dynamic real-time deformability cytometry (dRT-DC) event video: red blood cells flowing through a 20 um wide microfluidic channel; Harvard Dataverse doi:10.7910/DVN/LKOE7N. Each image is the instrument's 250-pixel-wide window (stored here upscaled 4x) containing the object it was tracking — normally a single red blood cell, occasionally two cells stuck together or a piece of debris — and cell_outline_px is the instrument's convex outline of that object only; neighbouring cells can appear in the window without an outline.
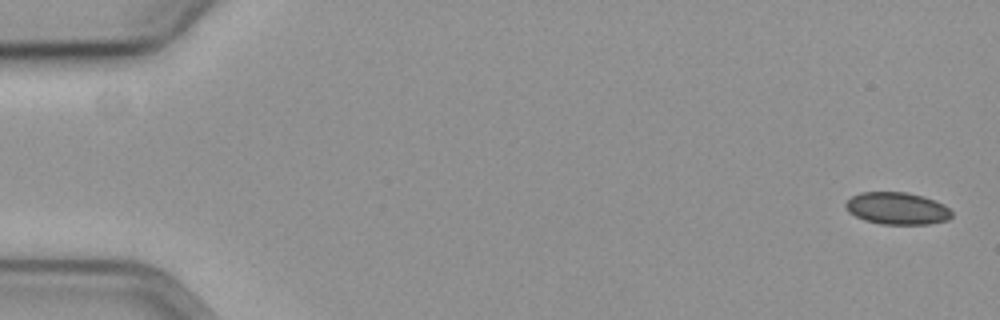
{"species": "common noctule bat (a hibernating species)", "species_latin": "Nyctalus noctula", "temperature_condition": "cold", "stored_images_in_passage": 58, "camera_frame_rate_fps": 3000, "um_per_image_px": 0.085, "animal": {"sex": "female", "body_mass_g": 19.3, "forearm_length_mm": 54.1}, "frame": {"image": 1, "passage_image": 1, "time_ms": 0.0, "image_size_px": [1000, 320], "cell_outline_px": [[952, 216], [948, 220], [928, 224], [880, 224], [864, 220], [848, 212], [844, 204], [852, 196], [860, 192], [908, 192], [924, 196], [936, 200], [944, 204], [952, 212]], "centroid_in_image_um": [76.27, 17.71], "position_along_channel_um": 8.7, "area_um2": 20.06}}
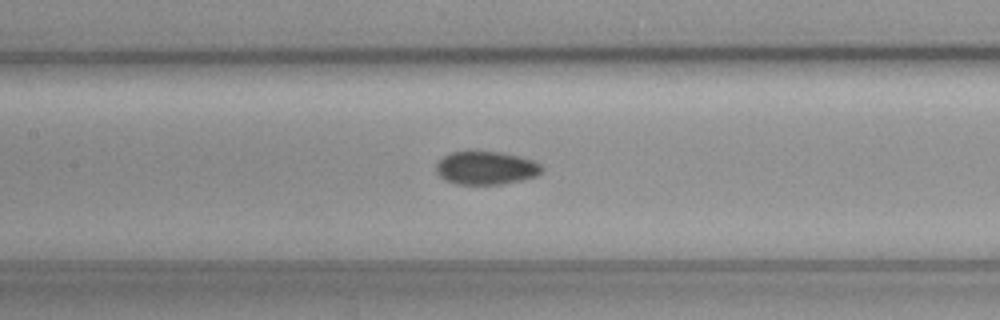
{"frame": {"image": 2, "passage_image": 27, "time_ms": 8.667, "image_size_px": [1000, 320], "cell_outline_px": [[544, 168], [536, 176], [520, 180], [500, 184], [456, 184], [444, 180], [436, 172], [436, 164], [444, 156], [452, 152], [468, 148], [504, 152], [520, 156], [532, 160], [540, 164]], "centroid_in_image_um": [41.27, 14.22], "position_along_channel_um": 166.1, "area_um2": 21.1}}
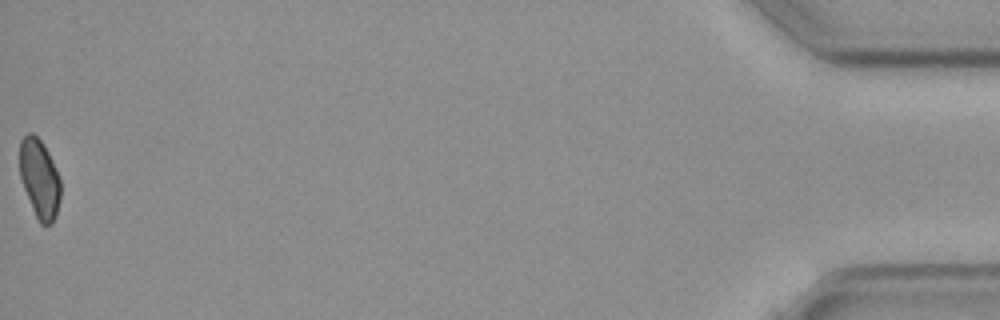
{"frame": {"image": 3, "passage_image": 58, "time_ms": 19.0, "image_size_px": [1000, 320], "cell_outline_px": [[60, 200], [56, 216], [52, 224], [40, 224], [36, 216], [24, 188], [20, 176], [20, 140], [28, 132], [32, 132], [44, 144], [52, 160], [60, 180]], "centroid_in_image_um": [3.36, 15.17], "position_along_channel_um": 431.8, "area_um2": 18.67}}